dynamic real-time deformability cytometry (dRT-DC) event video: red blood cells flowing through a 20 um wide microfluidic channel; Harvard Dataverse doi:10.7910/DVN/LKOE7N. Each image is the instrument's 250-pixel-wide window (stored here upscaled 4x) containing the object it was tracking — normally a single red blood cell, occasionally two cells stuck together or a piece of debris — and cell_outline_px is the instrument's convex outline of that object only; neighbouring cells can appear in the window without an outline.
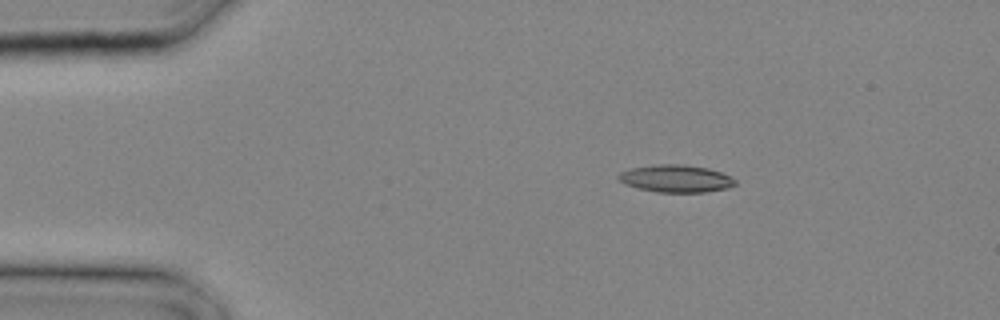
{"species": "common noctule bat (a hibernating species)", "species_latin": "Nyctalus noctula", "temperature_condition": "cold", "stored_images_in_passage": 26, "camera_frame_rate_fps": 3000, "um_per_image_px": 0.085, "animal": {"sex": "male", "body_mass_g": 20.4}, "frame": {"image": 1, "passage_image": 4, "time_ms": 1.0, "image_size_px": [1000, 320], "cell_outline_px": [[736, 184], [728, 188], [704, 192], [656, 192], [636, 188], [624, 184], [616, 176], [620, 172], [632, 168], [656, 164], [684, 164], [708, 168], [720, 172], [736, 180]], "centroid_in_image_um": [57.42, 15.18], "position_along_channel_um": 27.6, "area_um2": 18.67}}
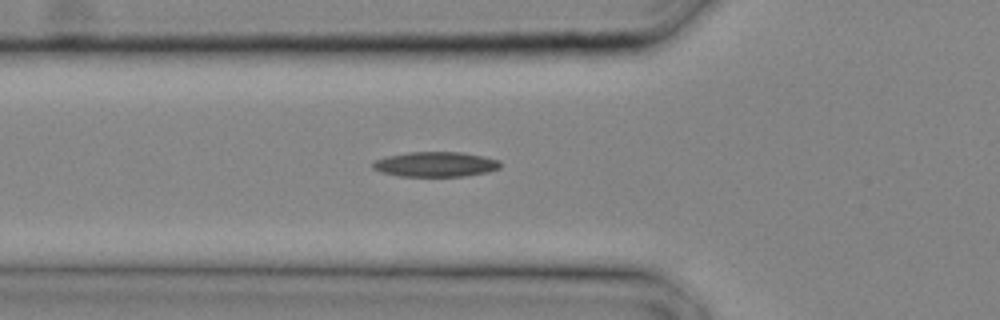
{"frame": {"image": 2, "passage_image": 9, "time_ms": 2.667, "image_size_px": [1000, 320], "cell_outline_px": [[500, 168], [488, 172], [464, 176], [400, 176], [380, 172], [372, 168], [372, 164], [376, 160], [388, 156], [408, 152], [460, 152], [484, 156], [500, 160]], "centroid_in_image_um": [37.03, 13.96], "position_along_channel_um": 88.8, "area_um2": 18.55}}
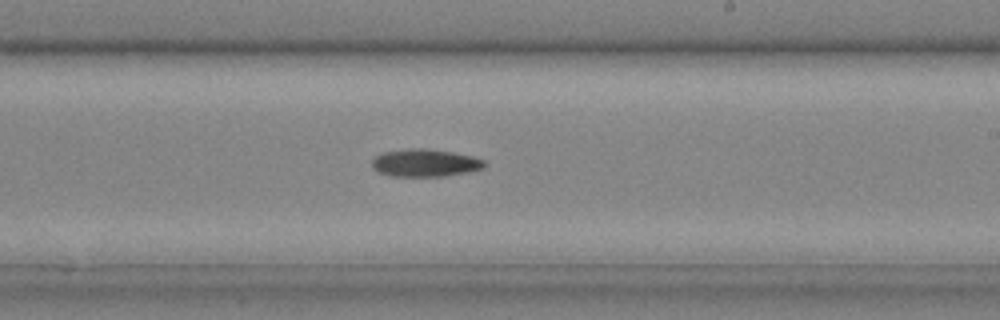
{"frame": {"image": 3, "passage_image": 16, "time_ms": 5.0, "image_size_px": [1000, 320], "cell_outline_px": [[484, 168], [468, 172], [444, 176], [392, 176], [380, 172], [372, 168], [372, 160], [376, 156], [384, 152], [408, 148], [424, 148], [452, 152], [472, 156], [484, 160]], "centroid_in_image_um": [36.12, 13.84], "position_along_channel_um": 252.9, "area_um2": 17.98}}